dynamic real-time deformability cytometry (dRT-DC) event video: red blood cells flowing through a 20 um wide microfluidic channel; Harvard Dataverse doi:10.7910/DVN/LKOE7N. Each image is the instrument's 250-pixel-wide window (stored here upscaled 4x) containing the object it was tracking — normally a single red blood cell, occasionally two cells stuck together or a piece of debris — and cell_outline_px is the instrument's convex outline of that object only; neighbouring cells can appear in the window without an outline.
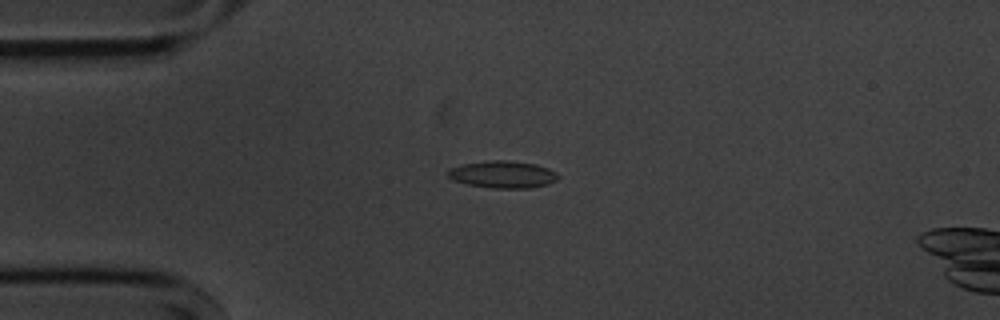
{"species": "common noctule bat (a hibernating species)", "species_latin": "Nyctalus noctula", "temperature_condition": "cold", "stored_images_in_passage": 56, "camera_frame_rate_fps": 3000, "um_per_image_px": 0.085, "animal": {"sex": "male", "body_mass_g": 20.1, "forearm_length_mm": 53.5}, "frame": {"image": 1, "passage_image": 13, "time_ms": 4.0, "image_size_px": [1000, 320], "cell_outline_px": [[560, 176], [556, 180], [548, 184], [528, 188], [492, 188], [468, 184], [452, 180], [448, 176], [448, 172], [452, 168], [464, 164], [492, 160], [508, 160], [536, 164], [548, 168], [556, 172]], "centroid_in_image_um": [42.77, 14.83], "position_along_channel_um": 42.2, "area_um2": 17.28}}
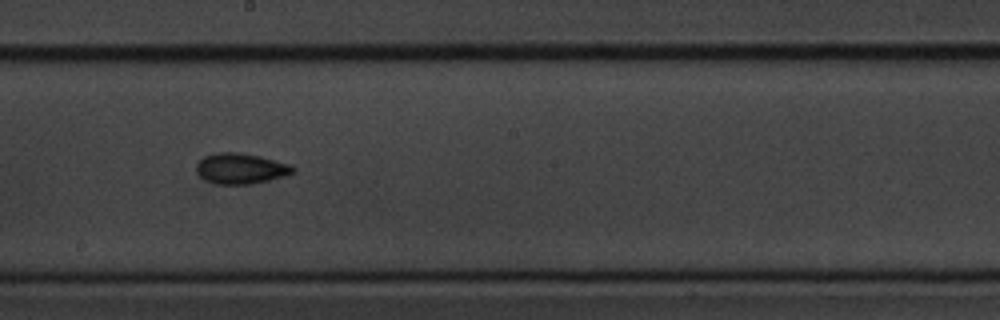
{"frame": {"image": 2, "passage_image": 30, "time_ms": 9.667, "image_size_px": [1000, 320], "cell_outline_px": [[296, 172], [284, 176], [268, 180], [248, 184], [216, 184], [204, 180], [196, 172], [196, 164], [204, 156], [216, 152], [236, 152], [260, 156], [292, 164], [296, 168]], "centroid_in_image_um": [20.47, 14.32], "position_along_channel_um": 227.7, "area_um2": 17.4}}
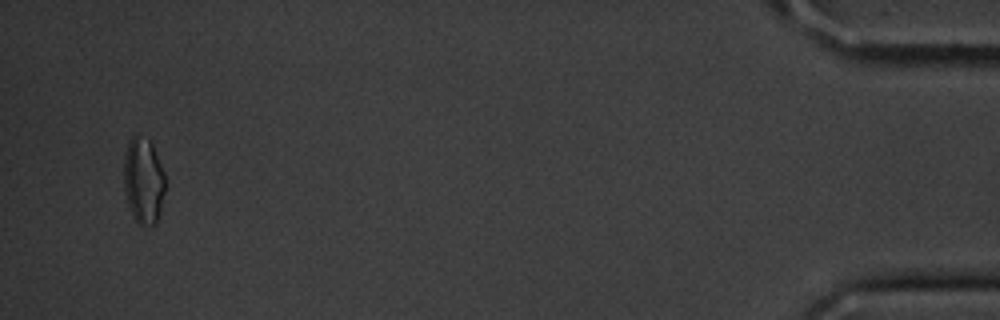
{"frame": {"image": 3, "passage_image": 53, "time_ms": 17.333, "image_size_px": [1000, 320], "cell_outline_px": [[164, 192], [160, 216], [156, 224], [144, 228], [136, 220], [128, 204], [124, 188], [124, 156], [128, 144], [132, 136], [136, 132], [148, 140], [152, 144], [164, 172]], "centroid_in_image_um": [12.2, 15.38], "position_along_channel_um": 423.0, "area_um2": 20.87}}